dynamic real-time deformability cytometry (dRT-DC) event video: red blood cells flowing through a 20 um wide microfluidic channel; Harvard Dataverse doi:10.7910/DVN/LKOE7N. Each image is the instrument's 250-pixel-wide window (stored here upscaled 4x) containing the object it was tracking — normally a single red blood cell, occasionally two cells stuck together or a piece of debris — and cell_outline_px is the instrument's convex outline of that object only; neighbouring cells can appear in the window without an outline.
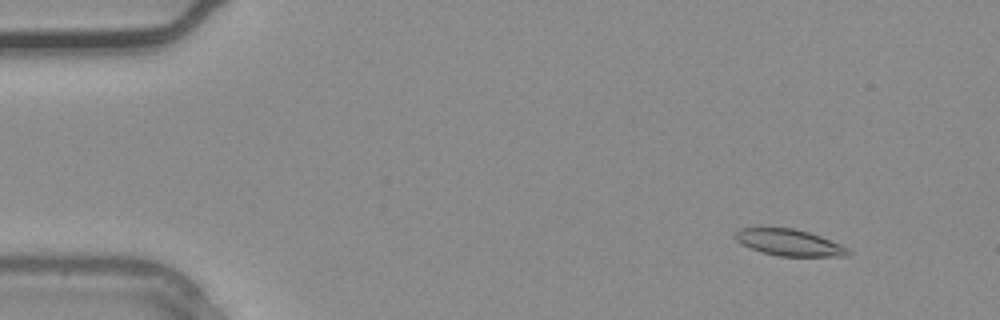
{"species": "common noctule bat (a hibernating species)", "species_latin": "Nyctalus noctula", "temperature_condition": "warm", "stored_images_in_passage": 37, "camera_frame_rate_fps": 3000, "um_per_image_px": 0.085, "animal": {"sex": "male", "body_mass_g": 20.4}, "frame": {"image": 1, "passage_image": 4, "time_ms": 1.0, "image_size_px": [1000, 320], "cell_outline_px": [[852, 252], [848, 256], [780, 256], [764, 252], [740, 244], [736, 240], [736, 232], [740, 228], [760, 224], [792, 228], [808, 232], [820, 236], [840, 244], [848, 248]], "centroid_in_image_um": [67.02, 20.56], "position_along_channel_um": 18.0, "area_um2": 17.92}}
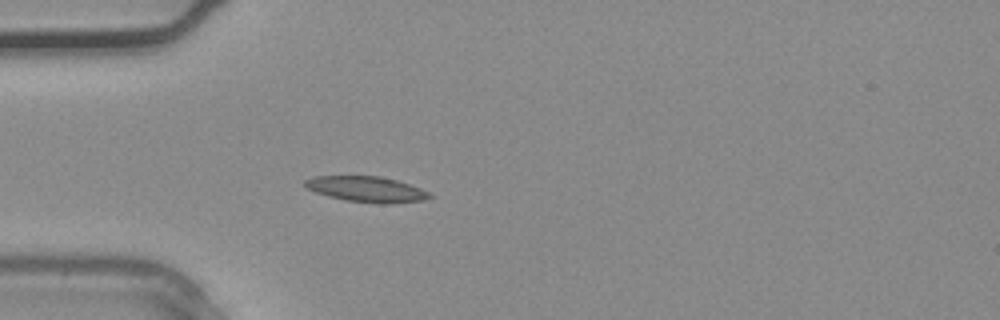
{"frame": {"image": 2, "passage_image": 11, "time_ms": 3.333, "image_size_px": [1000, 320], "cell_outline_px": [[432, 196], [424, 200], [384, 204], [380, 204], [344, 200], [328, 196], [316, 192], [308, 188], [304, 184], [304, 180], [312, 176], [380, 176], [396, 180], [420, 188], [428, 192]], "centroid_in_image_um": [31.13, 16.08], "position_along_channel_um": 53.9, "area_um2": 18.5}}
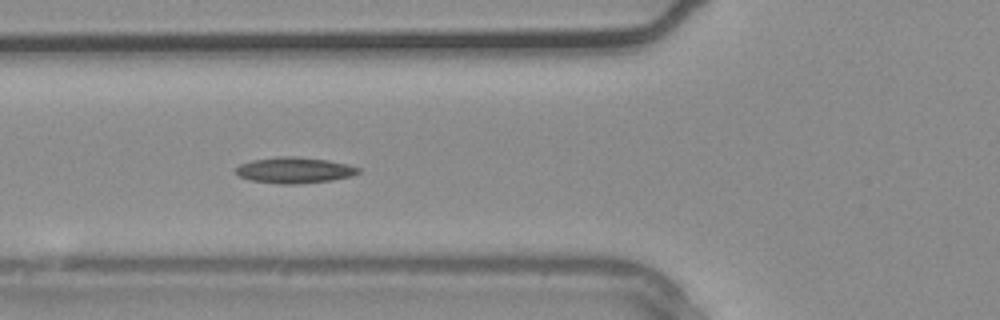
{"frame": {"image": 3, "passage_image": 14, "time_ms": 4.333, "image_size_px": [1000, 320], "cell_outline_px": [[360, 172], [352, 176], [332, 180], [296, 184], [280, 184], [248, 180], [240, 176], [236, 172], [236, 168], [240, 164], [252, 160], [276, 156], [296, 156], [328, 160], [348, 164], [360, 168]], "centroid_in_image_um": [25.03, 14.46], "position_along_channel_um": 100.8, "area_um2": 18.67}}